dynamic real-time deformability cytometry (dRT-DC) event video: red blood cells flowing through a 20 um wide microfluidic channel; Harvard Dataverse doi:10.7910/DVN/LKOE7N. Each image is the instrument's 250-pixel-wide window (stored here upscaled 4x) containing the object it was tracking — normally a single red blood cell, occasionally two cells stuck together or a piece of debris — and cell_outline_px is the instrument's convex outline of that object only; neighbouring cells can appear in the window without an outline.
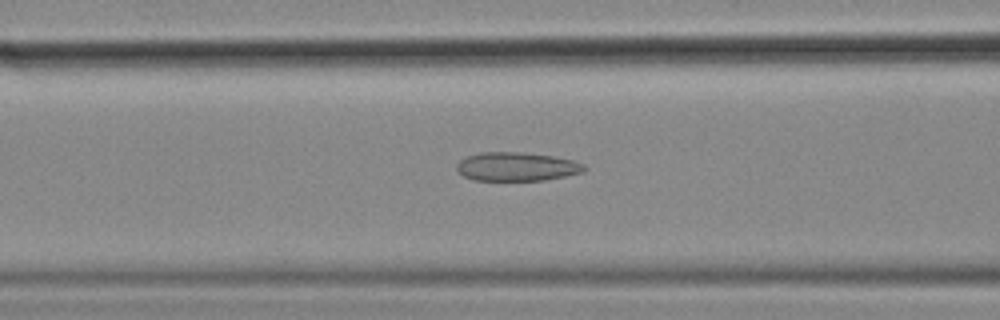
{"species": "common noctule bat (a hibernating species)", "species_latin": "Nyctalus noctula", "temperature_condition": "cold", "stored_images_in_passage": 56, "camera_frame_rate_fps": 3000, "um_per_image_px": 0.085, "animal": {"sex": "female", "body_mass_g": 18.4}, "frame": {"image": 1, "passage_image": 22, "time_ms": 7.0, "image_size_px": [1000, 320], "cell_outline_px": [[588, 168], [584, 172], [544, 180], [472, 180], [464, 176], [456, 168], [456, 164], [464, 156], [480, 152], [524, 152], [556, 156], [576, 160], [584, 164]], "centroid_in_image_um": [43.95, 14.15], "position_along_channel_um": 122.7, "area_um2": 21.68}}
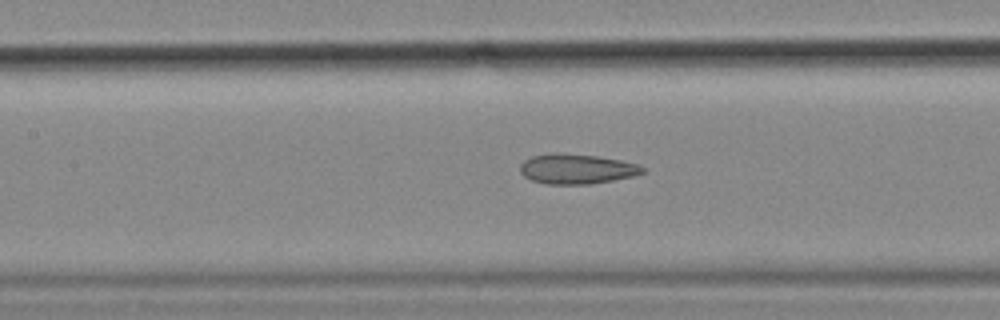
{"frame": {"image": 2, "passage_image": 25, "time_ms": 8.0, "image_size_px": [1000, 320], "cell_outline_px": [[644, 172], [632, 176], [612, 180], [588, 184], [544, 184], [532, 180], [524, 176], [520, 172], [520, 164], [524, 160], [532, 156], [556, 152], [560, 152], [596, 156], [620, 160], [636, 164], [644, 168]], "centroid_in_image_um": [48.96, 14.35], "position_along_channel_um": 158.4, "area_um2": 21.27}}
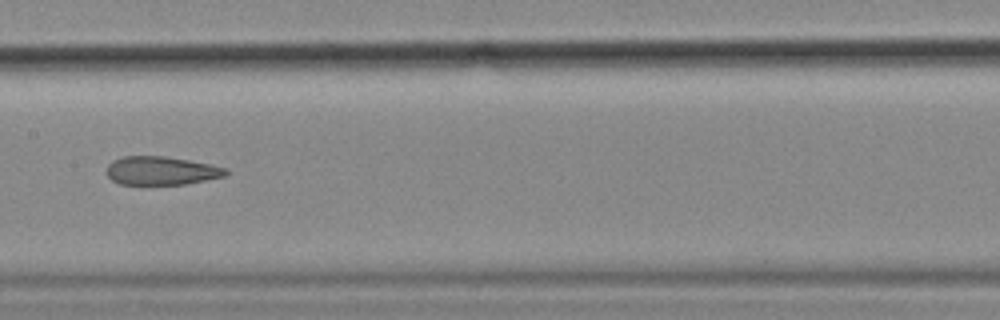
{"frame": {"image": 3, "passage_image": 28, "time_ms": 9.0, "image_size_px": [1000, 320], "cell_outline_px": [[228, 172], [224, 176], [184, 184], [120, 184], [112, 180], [108, 176], [108, 164], [112, 160], [124, 156], [164, 156], [212, 164], [228, 168]], "centroid_in_image_um": [13.72, 14.5], "position_along_channel_um": 193.7, "area_um2": 19.65}, "authors_computed_cell_mechanics": {"area_um2": 22.4553, "velocity_mm_per_s": 3.5567, "shape_relaxation_time_tau1_ms": null, "shape_relaxation_time_tau2_ms": 4.4517, "deformation_change_tau1": null, "deformation_change_tau2": 0.1499}}